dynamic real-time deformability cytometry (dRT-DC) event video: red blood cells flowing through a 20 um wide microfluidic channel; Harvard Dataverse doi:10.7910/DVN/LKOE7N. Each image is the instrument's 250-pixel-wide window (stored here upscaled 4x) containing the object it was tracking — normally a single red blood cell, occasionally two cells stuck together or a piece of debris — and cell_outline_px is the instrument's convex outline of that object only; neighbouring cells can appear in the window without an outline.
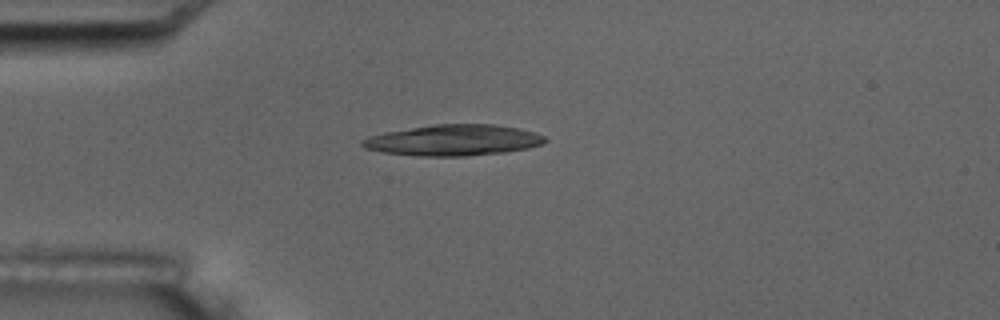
{"species": "common noctule bat (a hibernating species)", "species_latin": "Nyctalus noctula", "temperature_condition": "room temperature", "stored_images_in_passage": 2, "camera_frame_rate_fps": 3000, "um_per_image_px": 0.085, "animal": {"sex": "male", "body_mass_g": 17.5, "forearm_length_mm": 52.3}, "frame": {"image": 1, "passage_image": 2, "time_ms": 1.0, "image_size_px": [1000, 320], "cell_outline_px": [[548, 140], [544, 144], [528, 148], [504, 152], [464, 156], [420, 156], [384, 152], [364, 148], [360, 144], [360, 140], [368, 136], [384, 132], [432, 124], [492, 124], [520, 128], [544, 136]], "centroid_in_image_um": [38.53, 11.91], "position_along_channel_um": 46.5, "area_um2": 33.06}}